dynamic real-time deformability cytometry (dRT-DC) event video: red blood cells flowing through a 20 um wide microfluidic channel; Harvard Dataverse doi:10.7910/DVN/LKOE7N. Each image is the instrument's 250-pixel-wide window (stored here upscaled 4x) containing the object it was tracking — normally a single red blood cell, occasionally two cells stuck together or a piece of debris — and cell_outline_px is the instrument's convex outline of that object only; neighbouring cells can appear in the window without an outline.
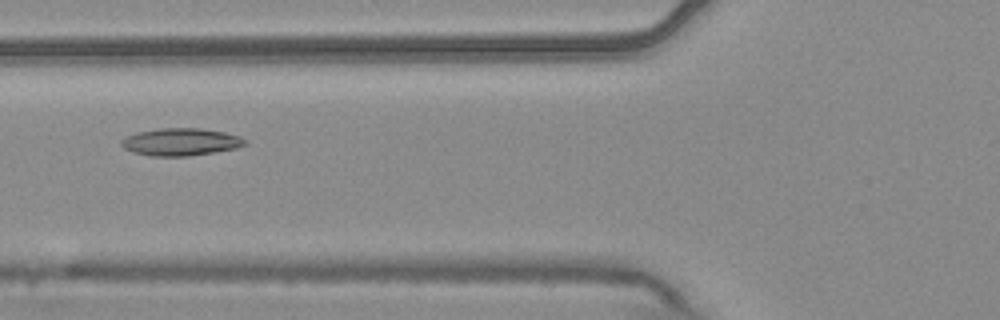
{"species": "common noctule bat (a hibernating species)", "species_latin": "Nyctalus noctula", "temperature_condition": "warm", "stored_images_in_passage": 14, "camera_frame_rate_fps": 3000, "um_per_image_px": 0.085, "animal": {"sex": "male", "body_mass_g": 20.4}, "frame": {"image": 1, "passage_image": 5, "time_ms": 1.333, "image_size_px": [1000, 320], "cell_outline_px": [[248, 144], [236, 148], [188, 156], [152, 156], [136, 152], [124, 148], [120, 144], [120, 140], [136, 132], [160, 128], [200, 128], [224, 132], [240, 136], [248, 140]], "centroid_in_image_um": [15.39, 12.05], "position_along_channel_um": 110.4, "area_um2": 19.71}}
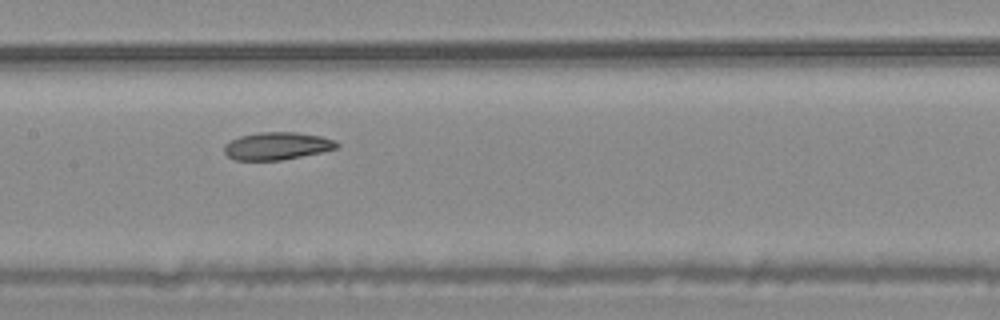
{"frame": {"image": 2, "passage_image": 7, "time_ms": 2.0, "image_size_px": [1000, 320], "cell_outline_px": [[340, 144], [336, 148], [320, 152], [280, 160], [236, 160], [228, 156], [224, 152], [224, 144], [240, 136], [260, 132], [296, 132], [320, 136], [336, 140]], "centroid_in_image_um": [23.54, 12.4], "position_along_channel_um": 183.9, "area_um2": 17.92}}
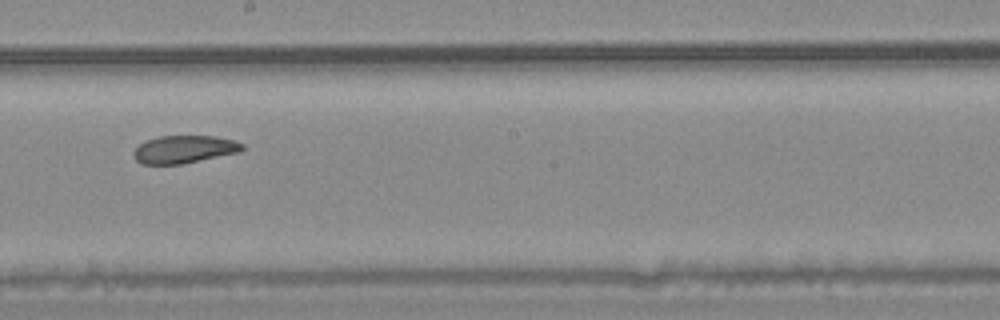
{"frame": {"image": 3, "passage_image": 8, "time_ms": 2.333, "image_size_px": [1000, 320], "cell_outline_px": [[244, 148], [240, 152], [184, 164], [140, 164], [132, 156], [132, 152], [144, 140], [160, 136], [216, 136], [232, 140], [244, 144]], "centroid_in_image_um": [15.63, 12.7], "position_along_channel_um": 232.6, "area_um2": 17.74}}